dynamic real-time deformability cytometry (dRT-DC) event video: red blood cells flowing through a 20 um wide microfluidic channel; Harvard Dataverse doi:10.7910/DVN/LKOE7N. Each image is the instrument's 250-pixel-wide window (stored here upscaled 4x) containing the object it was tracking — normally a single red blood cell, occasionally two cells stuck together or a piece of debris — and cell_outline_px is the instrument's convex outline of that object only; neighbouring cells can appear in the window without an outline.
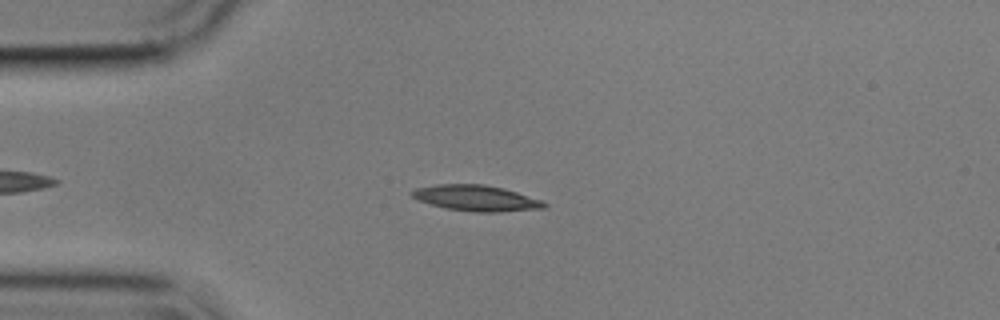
{"species": "common noctule bat (a hibernating species)", "species_latin": "Nyctalus noctula", "temperature_condition": "cold", "stored_images_in_passage": 52, "camera_frame_rate_fps": 3000, "um_per_image_px": 0.085, "animal": {"sex": "male", "body_mass_g": 17.9}, "frame": {"image": 1, "passage_image": 10, "time_ms": 3.0, "image_size_px": [1000, 320], "cell_outline_px": [[548, 204], [544, 208], [496, 212], [472, 212], [444, 208], [420, 200], [412, 196], [408, 192], [416, 188], [436, 184], [484, 184], [504, 188], [544, 200]], "centroid_in_image_um": [40.5, 16.83], "position_along_channel_um": 44.5, "area_um2": 20.0}}
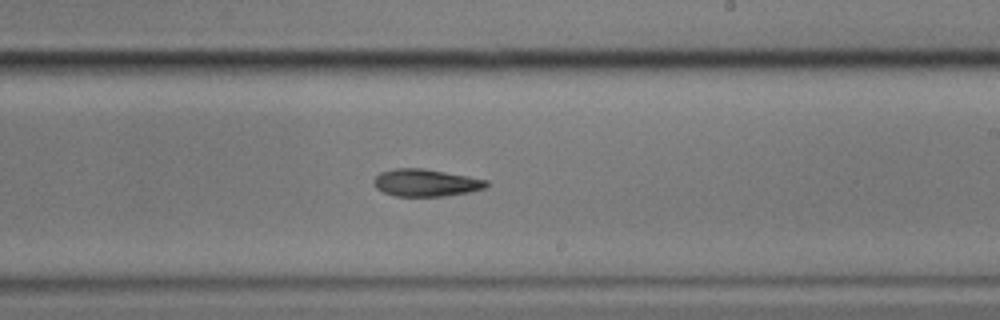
{"frame": {"image": 2, "passage_image": 29, "time_ms": 9.333, "image_size_px": [1000, 320], "cell_outline_px": [[488, 184], [484, 188], [468, 192], [444, 196], [396, 196], [384, 192], [376, 188], [372, 184], [372, 180], [380, 172], [396, 168], [424, 168], [468, 176], [488, 180]], "centroid_in_image_um": [36.16, 15.53], "position_along_channel_um": 252.8, "area_um2": 17.92}}
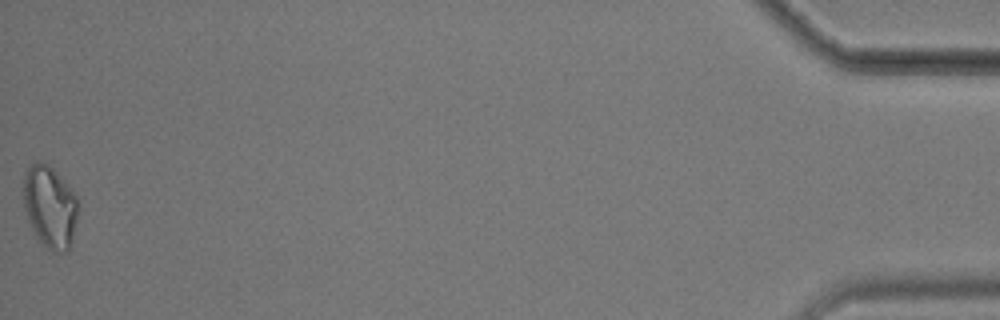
{"frame": {"image": 3, "passage_image": 52, "time_ms": 17.0, "image_size_px": [1000, 320], "cell_outline_px": [[76, 220], [72, 244], [68, 252], [52, 252], [36, 236], [28, 220], [24, 208], [24, 172], [36, 160], [40, 160], [48, 164], [60, 176], [76, 196]], "centroid_in_image_um": [4.23, 17.58], "position_along_channel_um": 431.0, "area_um2": 25.95}, "authors_computed_cell_mechanics": {"area_um2": 18.6983, "velocity_mm_per_s": 3.5728, "shape_relaxation_time_tau1_ms": 6.6202, "shape_relaxation_time_tau2_ms": null, "deformation_change_tau1": 0.158, "deformation_change_tau2": null}}